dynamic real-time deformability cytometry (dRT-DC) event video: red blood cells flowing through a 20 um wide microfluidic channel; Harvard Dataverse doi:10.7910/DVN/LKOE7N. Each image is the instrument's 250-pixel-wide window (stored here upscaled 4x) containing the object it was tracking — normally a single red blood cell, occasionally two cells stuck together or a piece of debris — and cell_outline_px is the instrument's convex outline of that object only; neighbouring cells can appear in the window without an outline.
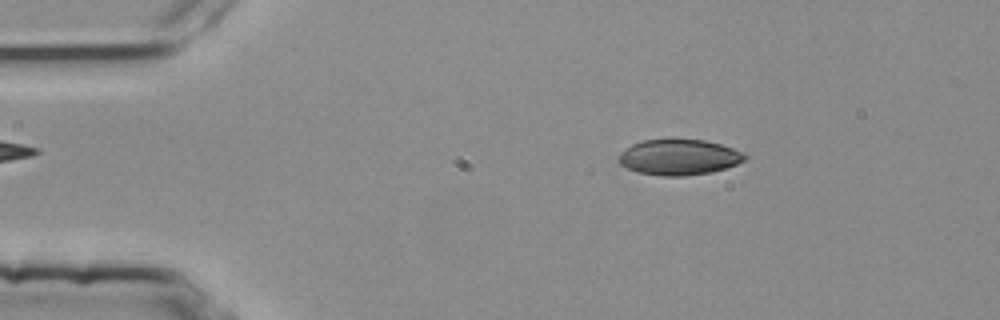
{"species": "common noctule bat (a hibernating species)", "species_latin": "Nyctalus noctula", "temperature_condition": "room temperature", "stored_images_in_passage": 2, "camera_frame_rate_fps": 3000, "um_per_image_px": 0.085, "animal": {"sex": "female", "body_mass_g": 25.1}, "frame": {"image": 1, "passage_image": 1, "time_ms": 0.0, "image_size_px": [1000, 320], "cell_outline_px": [[748, 156], [744, 160], [736, 164], [724, 168], [708, 172], [684, 176], [660, 176], [636, 172], [620, 164], [616, 160], [620, 152], [624, 148], [632, 144], [644, 140], [704, 140], [720, 144], [744, 152]], "centroid_in_image_um": [57.66, 13.36], "position_along_channel_um": 27.3, "area_um2": 26.13}}